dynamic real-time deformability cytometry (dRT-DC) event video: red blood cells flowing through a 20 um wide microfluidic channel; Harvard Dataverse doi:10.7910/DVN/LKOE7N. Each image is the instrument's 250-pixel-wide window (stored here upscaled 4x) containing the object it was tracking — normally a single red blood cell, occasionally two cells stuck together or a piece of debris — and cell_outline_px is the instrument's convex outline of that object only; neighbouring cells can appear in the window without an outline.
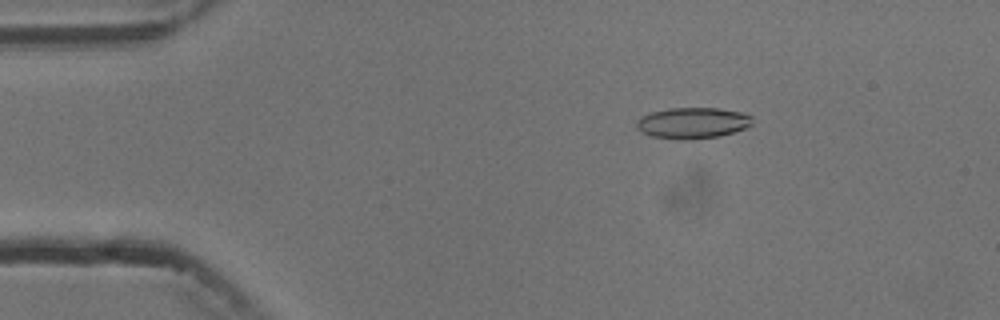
{"species": "common noctule bat (a hibernating species)", "species_latin": "Nyctalus noctula", "temperature_condition": "cold", "stored_images_in_passage": 5, "camera_frame_rate_fps": 3000, "um_per_image_px": 0.085, "animal": {"sex": "male", "body_mass_g": 13.3}, "frame": {"image": 1, "passage_image": 3, "time_ms": 2.333, "image_size_px": [1000, 320], "cell_outline_px": [[752, 124], [744, 128], [720, 136], [688, 140], [680, 140], [652, 136], [640, 132], [636, 128], [636, 120], [640, 116], [652, 112], [672, 108], [720, 108], [740, 112], [752, 116]], "centroid_in_image_um": [58.83, 10.46], "position_along_channel_um": 26.2, "area_um2": 21.04}}